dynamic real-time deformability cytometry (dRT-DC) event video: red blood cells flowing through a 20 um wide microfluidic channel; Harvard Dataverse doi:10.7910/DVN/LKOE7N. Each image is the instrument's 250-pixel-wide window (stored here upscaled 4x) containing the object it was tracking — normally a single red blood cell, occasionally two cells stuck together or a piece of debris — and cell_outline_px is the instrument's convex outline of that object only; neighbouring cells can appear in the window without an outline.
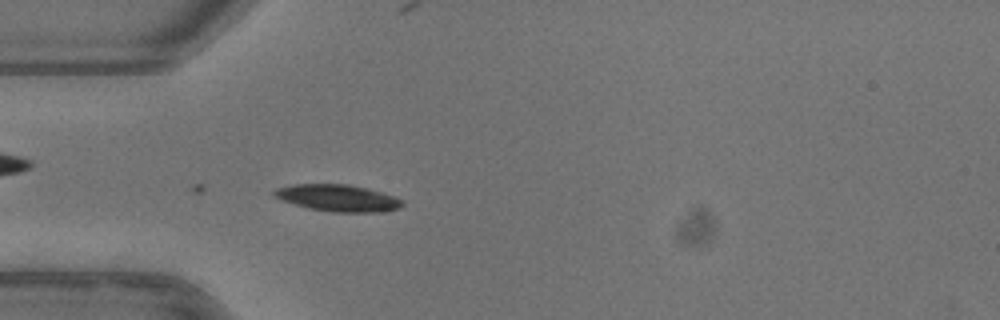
{"species": "common noctule bat (a hibernating species)", "species_latin": "Nyctalus noctula", "temperature_condition": "warm", "stored_images_in_passage": 16, "camera_frame_rate_fps": 3000, "um_per_image_px": 0.085, "animal": {"sex": "female"}, "frame": {"image": 1, "passage_image": 11, "time_ms": 3.333, "image_size_px": [1000, 320], "cell_outline_px": [[404, 204], [400, 208], [384, 212], [332, 212], [308, 208], [272, 196], [272, 192], [276, 188], [292, 184], [348, 184], [396, 196]], "centroid_in_image_um": [28.72, 16.83], "position_along_channel_um": 56.3, "area_um2": 19.94}}